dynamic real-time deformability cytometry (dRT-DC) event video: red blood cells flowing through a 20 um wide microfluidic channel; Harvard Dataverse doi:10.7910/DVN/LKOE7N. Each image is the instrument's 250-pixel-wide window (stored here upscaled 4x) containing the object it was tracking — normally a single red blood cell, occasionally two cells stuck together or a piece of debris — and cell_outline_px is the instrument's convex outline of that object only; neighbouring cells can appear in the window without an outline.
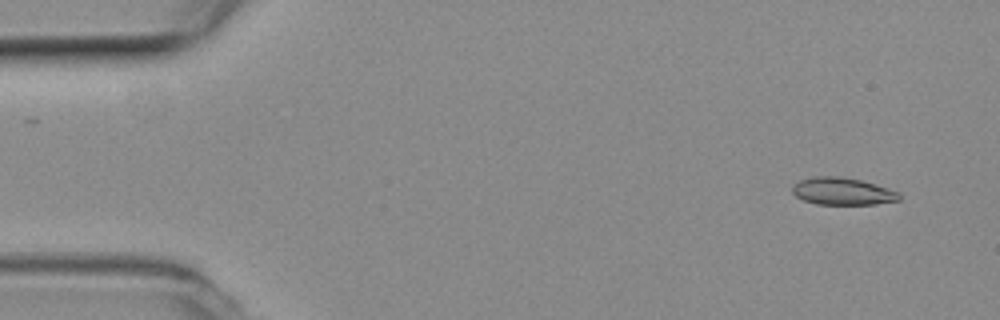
{"species": "common noctule bat (a hibernating species)", "species_latin": "Nyctalus noctula", "temperature_condition": "room temperature", "stored_images_in_passage": 6, "camera_frame_rate_fps": 3000, "um_per_image_px": 0.085, "animal": {"sex": "female", "body_mass_g": 19.3, "forearm_length_mm": 54.1}, "frame": {"image": 1, "passage_image": 2, "time_ms": 0.333, "image_size_px": [1000, 320], "cell_outline_px": [[900, 200], [876, 204], [816, 204], [804, 200], [796, 196], [792, 192], [792, 184], [800, 180], [812, 176], [840, 176], [860, 180], [876, 184], [900, 192]], "centroid_in_image_um": [71.6, 16.25], "position_along_channel_um": 13.4, "area_um2": 17.11}}
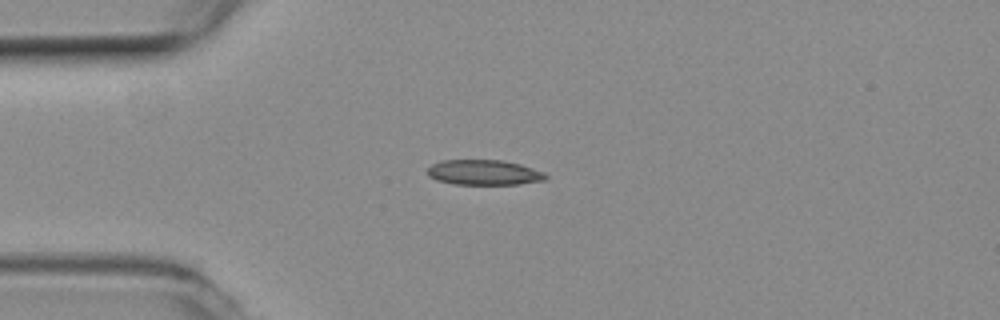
{"frame": {"image": 2, "passage_image": 5, "time_ms": 1.333, "image_size_px": [1000, 320], "cell_outline_px": [[548, 180], [520, 184], [456, 184], [436, 180], [428, 176], [428, 168], [432, 164], [440, 160], [504, 160], [520, 164], [544, 172], [548, 176]], "centroid_in_image_um": [41.16, 14.66], "position_along_channel_um": 43.8, "area_um2": 17.46}}